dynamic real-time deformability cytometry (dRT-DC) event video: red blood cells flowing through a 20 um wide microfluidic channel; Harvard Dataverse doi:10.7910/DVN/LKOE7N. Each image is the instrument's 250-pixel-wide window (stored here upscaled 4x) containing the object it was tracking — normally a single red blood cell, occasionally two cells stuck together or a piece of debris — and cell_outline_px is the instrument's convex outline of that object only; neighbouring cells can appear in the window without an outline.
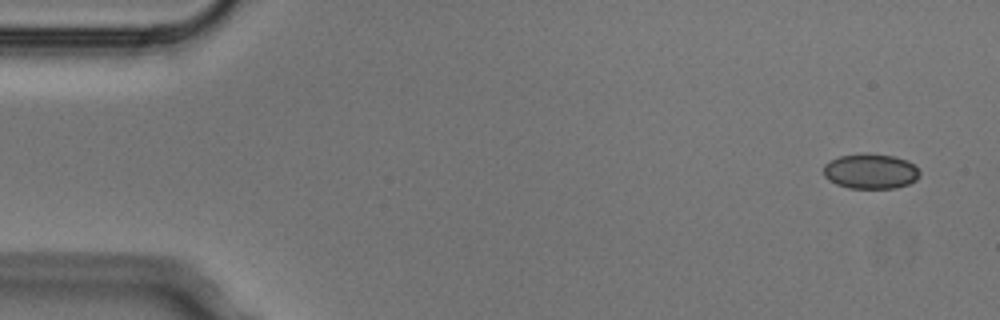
{"species": "Egyptian fruit bat (a non-hibernating species)", "species_latin": "Rousettus aegyptiacus", "temperature_condition": "cold", "stored_images_in_passage": 4, "camera_frame_rate_fps": 3000, "um_per_image_px": 0.085, "animal": {"sex": "male"}, "frame": {"image": 1, "passage_image": 1, "time_ms": 0.0, "image_size_px": [1000, 320], "cell_outline_px": [[920, 176], [916, 180], [908, 184], [896, 188], [848, 188], [836, 184], [828, 180], [824, 176], [824, 164], [840, 156], [892, 156], [904, 160], [912, 164], [920, 172]], "centroid_in_image_um": [73.99, 14.62], "position_along_channel_um": 11.0, "area_um2": 18.9}}
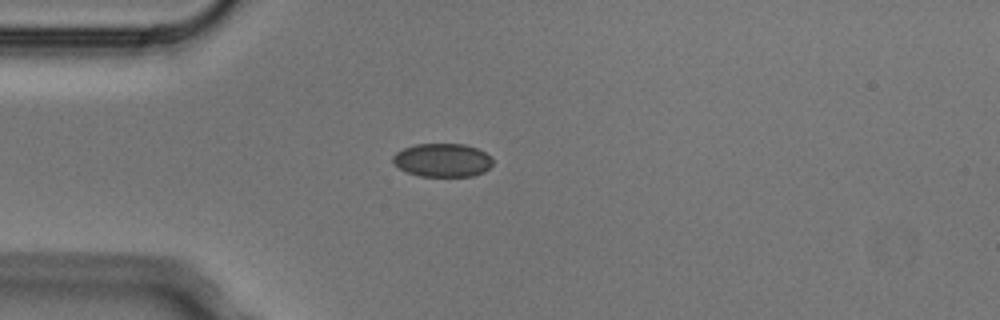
{"frame": {"image": 2, "passage_image": 4, "time_ms": 1.0, "image_size_px": [1000, 320], "cell_outline_px": [[492, 164], [484, 172], [472, 176], [420, 176], [408, 172], [400, 168], [392, 160], [392, 156], [396, 152], [404, 148], [416, 144], [464, 144], [476, 148], [492, 156]], "centroid_in_image_um": [37.62, 13.61], "position_along_channel_um": 47.4, "area_um2": 19.36}}